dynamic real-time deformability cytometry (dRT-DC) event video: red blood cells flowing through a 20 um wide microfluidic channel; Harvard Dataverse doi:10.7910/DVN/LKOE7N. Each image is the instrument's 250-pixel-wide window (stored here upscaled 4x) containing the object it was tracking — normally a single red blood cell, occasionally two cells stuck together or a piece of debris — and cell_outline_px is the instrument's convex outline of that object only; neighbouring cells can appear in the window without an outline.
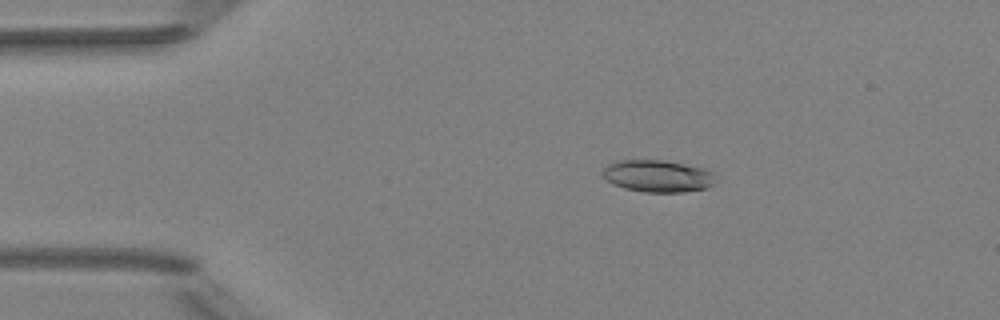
{"species": "Egyptian fruit bat (a non-hibernating species)", "species_latin": "Rousettus aegyptiacus", "temperature_condition": "room temperature", "stored_images_in_passage": 3, "camera_frame_rate_fps": 3000, "um_per_image_px": 0.085, "animal": {"sex": "female"}, "frame": {"image": 1, "passage_image": 2, "time_ms": 1.333, "image_size_px": [1000, 320], "cell_outline_px": [[712, 184], [708, 188], [684, 192], [644, 192], [624, 188], [612, 184], [604, 176], [604, 168], [608, 164], [620, 160], [664, 160], [704, 168], [712, 172]], "centroid_in_image_um": [55.89, 14.97], "position_along_channel_um": 29.1, "area_um2": 20.87}}